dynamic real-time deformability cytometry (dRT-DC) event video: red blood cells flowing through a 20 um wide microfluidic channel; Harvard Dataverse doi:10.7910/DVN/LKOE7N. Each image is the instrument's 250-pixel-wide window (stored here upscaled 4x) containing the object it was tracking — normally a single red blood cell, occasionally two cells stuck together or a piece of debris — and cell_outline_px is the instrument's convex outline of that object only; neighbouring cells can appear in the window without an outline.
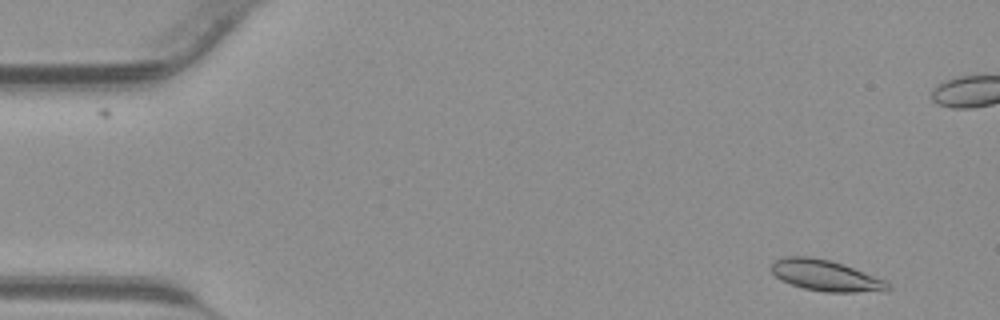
{"species": "common noctule bat (a hibernating species)", "species_latin": "Nyctalus noctula", "temperature_condition": "warm", "stored_images_in_passage": 43, "camera_frame_rate_fps": 3000, "um_per_image_px": 0.085, "animal": {"sex": "male", "body_mass_g": 23.1, "forearm_length_mm": 52.7}, "frame": {"image": 1, "passage_image": 3, "time_ms": 0.667, "image_size_px": [1000, 320], "cell_outline_px": [[892, 288], [888, 292], [824, 292], [804, 288], [792, 284], [776, 276], [768, 268], [776, 260], [784, 256], [812, 256], [844, 264], [884, 280], [892, 284]], "centroid_in_image_um": [70.24, 23.43], "position_along_channel_um": 14.8, "area_um2": 21.21}}
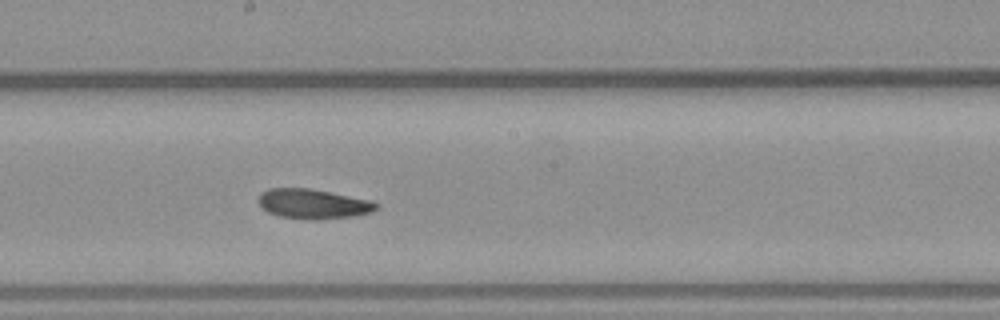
{"frame": {"image": 2, "passage_image": 23, "time_ms": 7.333, "image_size_px": [1000, 320], "cell_outline_px": [[380, 204], [372, 212], [356, 216], [312, 220], [280, 216], [268, 212], [256, 200], [260, 192], [268, 188], [308, 188], [372, 200]], "centroid_in_image_um": [26.61, 17.32], "position_along_channel_um": 221.6, "area_um2": 20.52}}
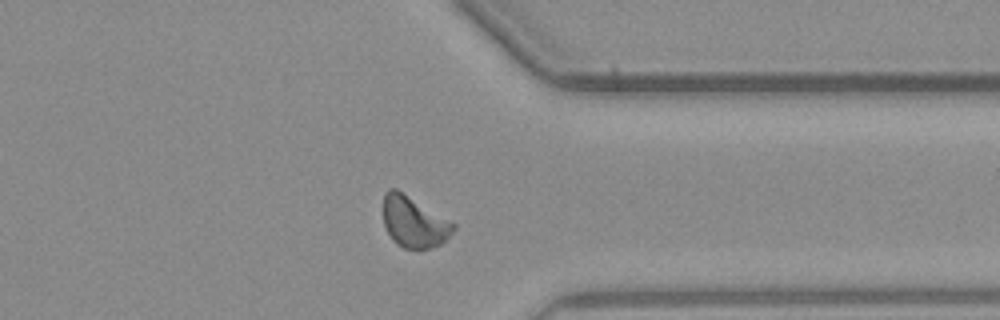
{"frame": {"image": 3, "passage_image": 33, "time_ms": 10.667, "image_size_px": [1000, 320], "cell_outline_px": [[456, 228], [440, 244], [420, 252], [404, 248], [396, 244], [392, 240], [384, 224], [384, 192], [388, 188], [396, 188], [456, 224]], "centroid_in_image_um": [35.17, 18.89], "position_along_channel_um": 376.2, "area_um2": 20.98}}